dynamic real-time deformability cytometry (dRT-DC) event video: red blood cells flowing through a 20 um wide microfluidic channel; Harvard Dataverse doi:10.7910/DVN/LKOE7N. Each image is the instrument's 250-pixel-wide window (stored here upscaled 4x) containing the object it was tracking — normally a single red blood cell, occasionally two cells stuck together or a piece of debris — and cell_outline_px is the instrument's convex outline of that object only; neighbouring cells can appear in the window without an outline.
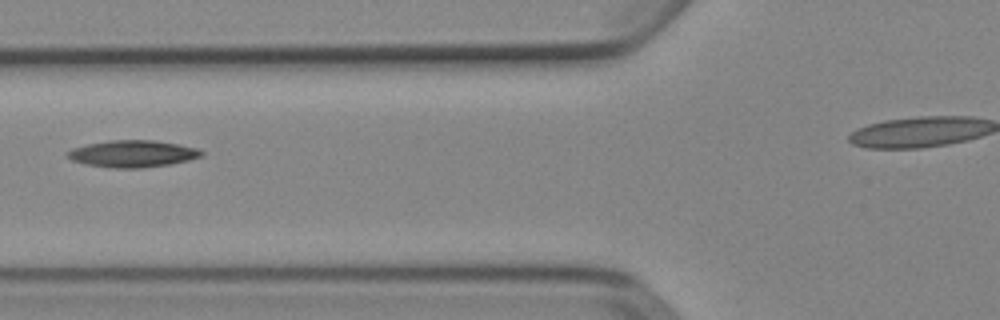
{"species": "Egyptian fruit bat (a non-hibernating species)", "species_latin": "Rousettus aegyptiacus", "temperature_condition": "cold", "stored_images_in_passage": 5, "camera_frame_rate_fps": 3000, "um_per_image_px": 0.085, "animal": {"sex": "female"}, "frame": {"image": 1, "passage_image": 5, "time_ms": 1.333, "image_size_px": [1000, 320], "cell_outline_px": [[204, 156], [188, 160], [168, 164], [140, 168], [112, 168], [84, 164], [72, 160], [64, 156], [64, 152], [72, 148], [88, 144], [108, 140], [156, 140], [196, 148], [204, 152]], "centroid_in_image_um": [11.21, 13.07], "position_along_channel_um": 114.6, "area_um2": 21.1}}